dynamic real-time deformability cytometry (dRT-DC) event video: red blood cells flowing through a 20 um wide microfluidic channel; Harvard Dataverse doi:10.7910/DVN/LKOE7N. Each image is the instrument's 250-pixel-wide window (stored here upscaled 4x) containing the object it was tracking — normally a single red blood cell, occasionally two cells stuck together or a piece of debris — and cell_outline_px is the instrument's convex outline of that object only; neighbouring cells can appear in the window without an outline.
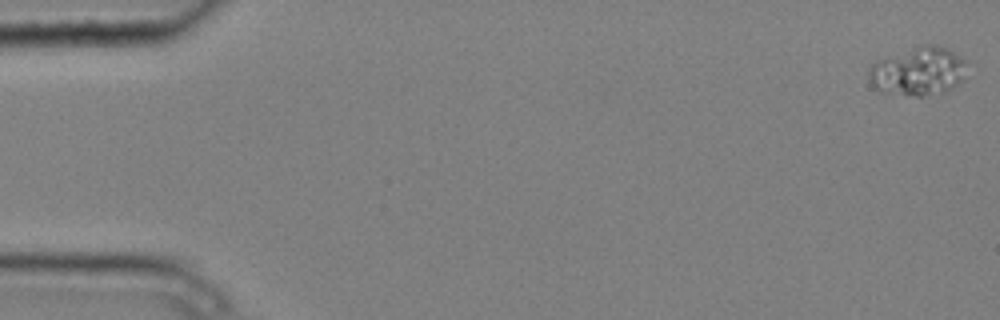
{"species": "common noctule bat (a hibernating species)", "species_latin": "Nyctalus noctula", "temperature_condition": "cold", "stored_images_in_passage": 5, "camera_frame_rate_fps": 3000, "um_per_image_px": 0.085, "animal": {"sex": "male", "body_mass_g": 20.4}, "frame": {"image": 1, "passage_image": 1, "time_ms": 0.0, "image_size_px": [1000, 320], "cell_outline_px": [[968, 60], [964, 80], [944, 92], [924, 96], [916, 96], [884, 92], [876, 88], [868, 80], [868, 68], [876, 60], [924, 44], [932, 44], [948, 48]], "centroid_in_image_um": [78.09, 6.05], "position_along_channel_um": 6.9, "area_um2": 27.98}}
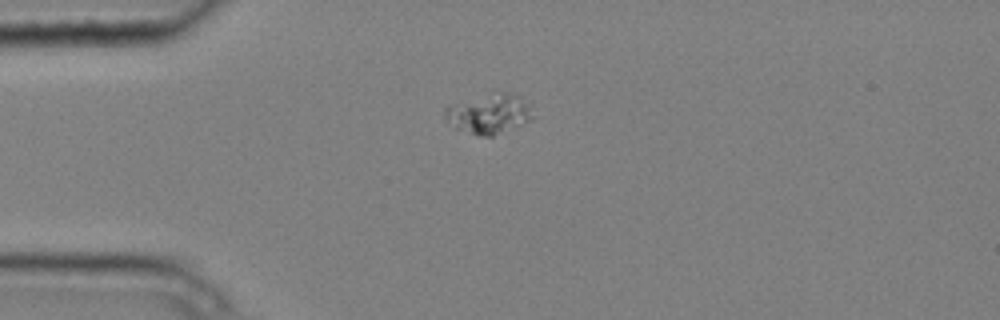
{"frame": {"image": 2, "passage_image": 5, "time_ms": 1.333, "image_size_px": [1000, 320], "cell_outline_px": [[532, 116], [528, 120], [492, 136], [476, 136], [456, 128], [448, 124], [444, 116], [444, 108], [448, 104], [500, 92], [504, 92], [516, 96], [528, 108]], "centroid_in_image_um": [41.41, 9.7], "position_along_channel_um": 43.6, "area_um2": 19.48}}